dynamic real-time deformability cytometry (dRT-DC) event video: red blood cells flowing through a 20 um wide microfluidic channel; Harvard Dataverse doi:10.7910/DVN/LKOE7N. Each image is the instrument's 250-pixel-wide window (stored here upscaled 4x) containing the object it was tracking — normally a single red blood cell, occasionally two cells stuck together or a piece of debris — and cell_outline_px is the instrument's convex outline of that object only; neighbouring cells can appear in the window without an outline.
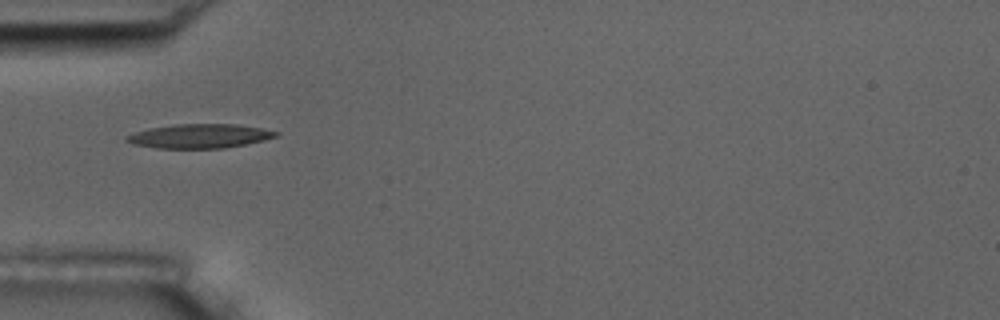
{"species": "common noctule bat (a hibernating species)", "species_latin": "Nyctalus noctula", "temperature_condition": "room temperature", "stored_images_in_passage": 10, "camera_frame_rate_fps": 3000, "um_per_image_px": 0.085, "animal": {"sex": "male", "body_mass_g": 17.5, "forearm_length_mm": 52.3}, "frame": {"image": 1, "passage_image": 5, "time_ms": 4.667, "image_size_px": [1000, 320], "cell_outline_px": [[280, 132], [276, 136], [244, 144], [224, 148], [156, 148], [132, 144], [124, 140], [124, 136], [148, 128], [176, 124], [236, 124], [260, 128]], "centroid_in_image_um": [16.88, 11.56], "position_along_channel_um": 68.1, "area_um2": 20.81}}
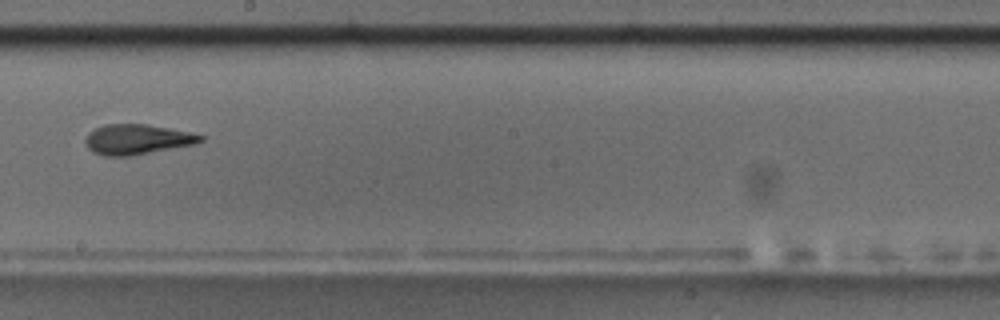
{"frame": {"image": 2, "passage_image": 9, "time_ms": 9.333, "image_size_px": [1000, 320], "cell_outline_px": [[204, 140], [196, 144], [132, 156], [104, 156], [92, 152], [84, 144], [84, 140], [88, 132], [104, 124], [148, 124], [188, 132], [204, 136]], "centroid_in_image_um": [11.62, 11.85], "position_along_channel_um": 236.6, "area_um2": 20.4}}